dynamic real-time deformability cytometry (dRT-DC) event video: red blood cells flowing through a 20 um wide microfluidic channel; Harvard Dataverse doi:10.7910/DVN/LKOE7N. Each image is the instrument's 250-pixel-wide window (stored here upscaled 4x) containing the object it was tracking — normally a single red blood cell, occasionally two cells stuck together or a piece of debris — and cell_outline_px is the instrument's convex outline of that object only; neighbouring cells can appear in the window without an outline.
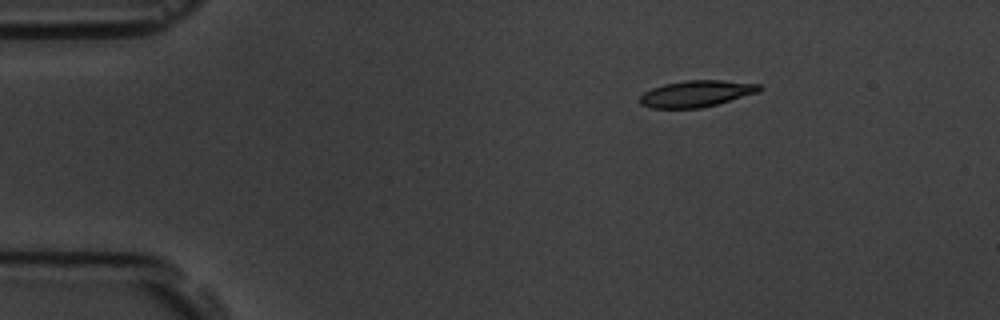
{"species": "common noctule bat (a hibernating species)", "species_latin": "Nyctalus noctula", "temperature_condition": "room temperature", "stored_images_in_passage": 5, "camera_frame_rate_fps": 3000, "um_per_image_px": 0.085, "animal": {"sex": "male", "body_mass_g": 19.5, "forearm_length_mm": 54.6}, "frame": {"image": 1, "passage_image": 1, "time_ms": 0.0, "image_size_px": [1000, 320], "cell_outline_px": [[764, 88], [756, 92], [716, 104], [700, 108], [652, 108], [640, 104], [640, 96], [644, 92], [652, 88], [664, 84], [684, 80], [720, 80], [760, 84]], "centroid_in_image_um": [59.15, 7.95], "position_along_channel_um": 25.8, "area_um2": 18.21}}
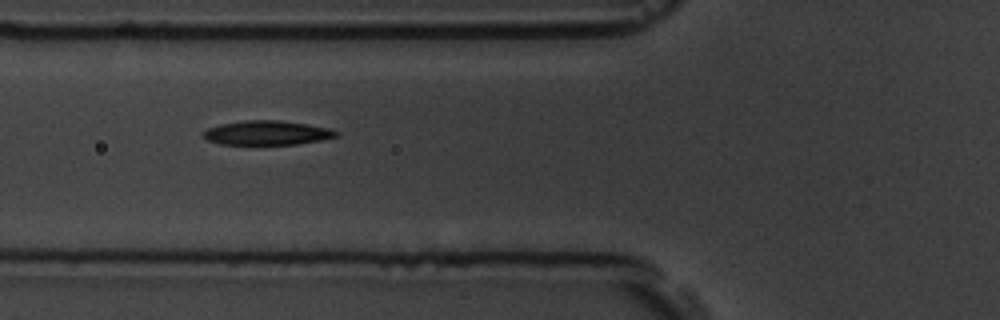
{"frame": {"image": 2, "passage_image": 4, "time_ms": 4.0, "image_size_px": [1000, 320], "cell_outline_px": [[340, 136], [320, 140], [296, 144], [220, 144], [208, 140], [200, 136], [200, 132], [208, 128], [220, 124], [244, 120], [280, 120], [328, 128], [340, 132]], "centroid_in_image_um": [22.65, 11.29], "position_along_channel_um": 103.1, "area_um2": 18.84}}
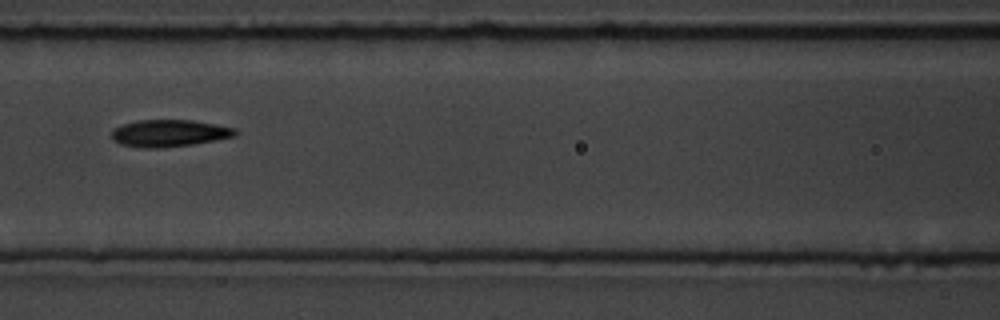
{"frame": {"image": 3, "passage_image": 5, "time_ms": 5.333, "image_size_px": [1000, 320], "cell_outline_px": [[240, 132], [236, 136], [216, 140], [192, 144], [156, 148], [144, 148], [120, 144], [112, 140], [112, 132], [116, 128], [124, 124], [136, 120], [192, 120], [216, 124], [236, 128]], "centroid_in_image_um": [14.43, 11.32], "position_along_channel_um": 152.2, "area_um2": 19.48}}